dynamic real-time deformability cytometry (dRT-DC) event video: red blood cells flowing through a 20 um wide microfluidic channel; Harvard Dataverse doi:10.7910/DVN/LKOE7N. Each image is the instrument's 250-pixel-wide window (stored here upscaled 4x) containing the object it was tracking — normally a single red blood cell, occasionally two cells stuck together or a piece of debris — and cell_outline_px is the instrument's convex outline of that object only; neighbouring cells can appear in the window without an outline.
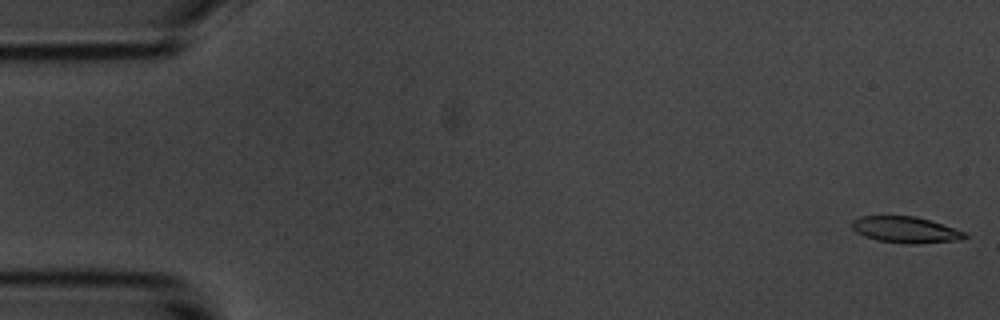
{"species": "common noctule bat (a hibernating species)", "species_latin": "Nyctalus noctula", "temperature_condition": "room temperature", "stored_images_in_passage": 6, "camera_frame_rate_fps": 3000, "um_per_image_px": 0.085, "animal": {"sex": "male", "body_mass_g": 20.1, "forearm_length_mm": 53.5}, "frame": {"image": 1, "passage_image": 1, "time_ms": 0.0, "image_size_px": [1000, 320], "cell_outline_px": [[968, 236], [960, 240], [916, 244], [908, 244], [876, 240], [864, 236], [856, 232], [848, 224], [852, 220], [860, 216], [916, 216], [964, 232]], "centroid_in_image_um": [76.89, 19.53], "position_along_channel_um": 8.1, "area_um2": 17.22}}
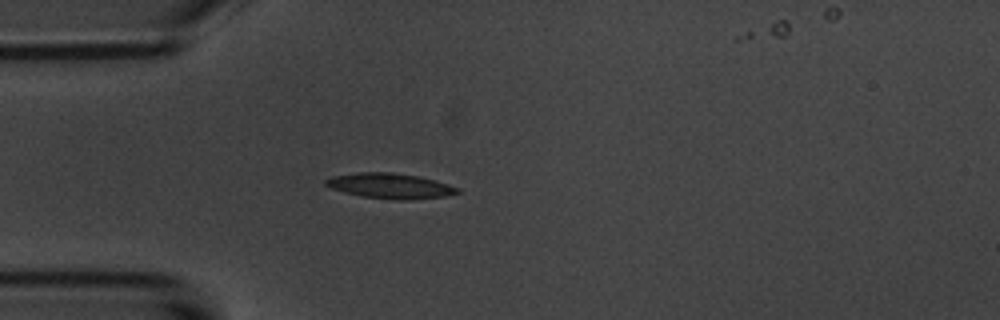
{"frame": {"image": 2, "passage_image": 5, "time_ms": 4.667, "image_size_px": [1000, 320], "cell_outline_px": [[460, 192], [444, 196], [408, 200], [400, 200], [360, 196], [344, 192], [332, 188], [324, 184], [324, 180], [332, 176], [360, 172], [392, 172], [416, 176], [436, 180], [460, 188]], "centroid_in_image_um": [33.16, 15.79], "position_along_channel_um": 51.8, "area_um2": 19.31}}